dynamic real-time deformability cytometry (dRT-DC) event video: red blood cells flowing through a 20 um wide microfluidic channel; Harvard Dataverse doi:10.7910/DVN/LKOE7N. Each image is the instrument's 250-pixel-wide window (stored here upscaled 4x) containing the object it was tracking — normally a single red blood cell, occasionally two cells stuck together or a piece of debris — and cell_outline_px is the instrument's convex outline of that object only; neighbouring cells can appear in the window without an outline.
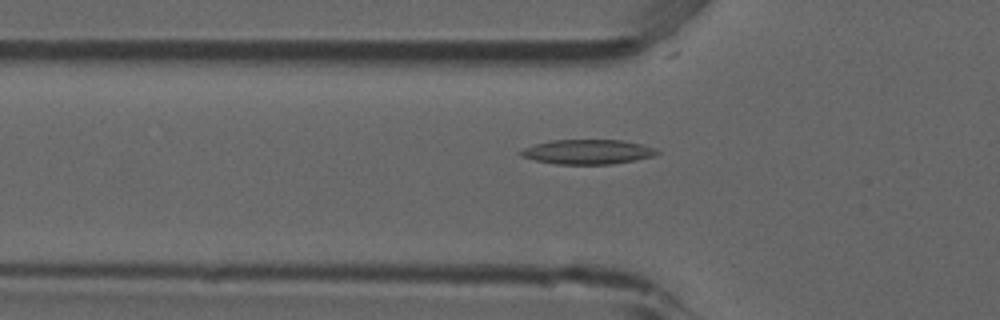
{"species": "common noctule bat (a hibernating species)", "species_latin": "Nyctalus noctula", "temperature_condition": "room temperature", "stored_images_in_passage": 34, "camera_frame_rate_fps": 3000, "um_per_image_px": 0.085, "animal": {"sex": "male", "forearm_length_mm": 52.5}, "frame": {"image": 1, "passage_image": 5, "time_ms": 1.333, "image_size_px": [1000, 320], "cell_outline_px": [[660, 152], [652, 156], [636, 160], [612, 164], [556, 164], [536, 160], [520, 156], [516, 152], [524, 148], [536, 144], [552, 140], [620, 140], [640, 144], [656, 148]], "centroid_in_image_um": [49.93, 12.91], "position_along_channel_um": 75.9, "area_um2": 19.48}}
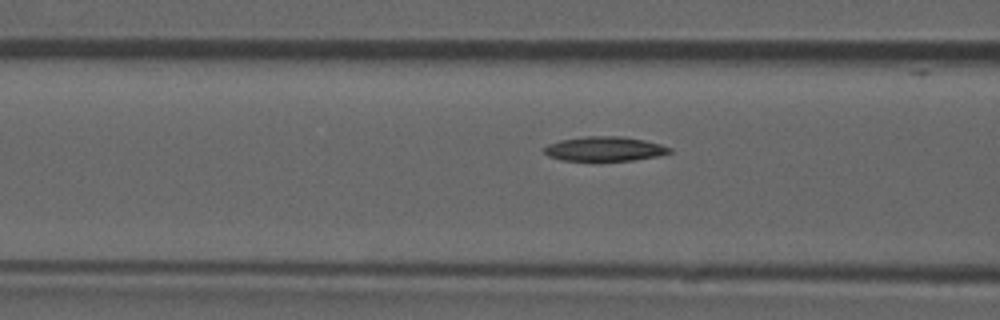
{"frame": {"image": 2, "passage_image": 8, "time_ms": 2.333, "image_size_px": [1000, 320], "cell_outline_px": [[672, 152], [660, 156], [632, 160], [560, 160], [548, 156], [544, 152], [544, 148], [548, 144], [560, 140], [588, 136], [620, 136], [644, 140], [660, 144], [672, 148]], "centroid_in_image_um": [51.41, 12.65], "position_along_channel_um": 115.2, "area_um2": 17.8}}
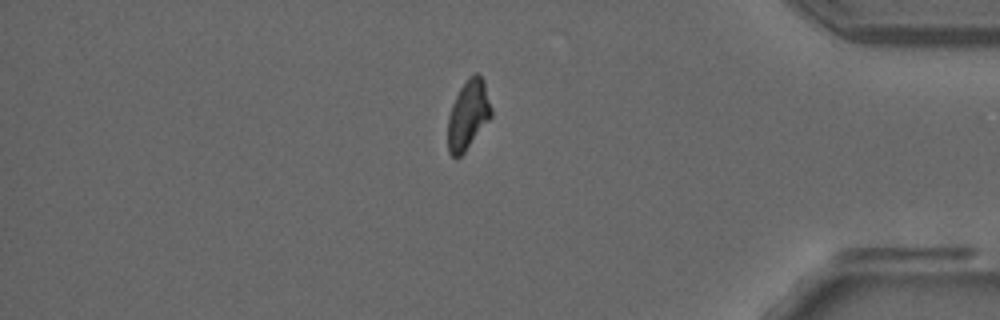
{"frame": {"image": 3, "passage_image": 32, "time_ms": 10.333, "image_size_px": [1000, 320], "cell_outline_px": [[492, 116], [464, 152], [456, 160], [448, 152], [448, 116], [452, 104], [460, 88], [468, 76], [476, 72], [484, 80], [492, 108]], "centroid_in_image_um": [39.79, 9.75], "position_along_channel_um": 395.4, "area_um2": 17.57}}